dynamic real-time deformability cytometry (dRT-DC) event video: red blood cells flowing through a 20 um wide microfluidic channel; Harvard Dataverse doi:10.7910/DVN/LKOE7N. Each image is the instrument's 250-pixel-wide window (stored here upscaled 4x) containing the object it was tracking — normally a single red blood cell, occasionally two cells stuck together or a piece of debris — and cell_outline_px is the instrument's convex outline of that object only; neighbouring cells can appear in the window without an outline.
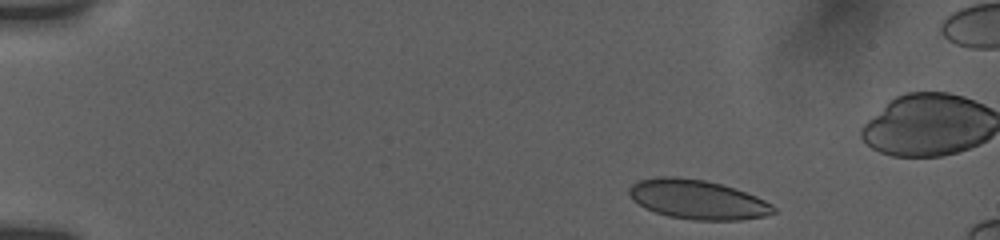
{"species": "human", "species_latin": "Homo sapiens", "temperature_condition": "room temperature", "stored_images_in_passage": 7, "camera_frame_rate_fps": 3000, "um_per_image_px": 0.085, "donor": {"sex": "female"}, "frame": {"image": 1, "passage_image": 1, "time_ms": 0.0, "image_size_px": [1000, 240], "cell_outline_px": [[776, 212], [764, 216], [740, 220], [692, 220], [668, 216], [644, 208], [632, 200], [628, 192], [628, 188], [636, 180], [656, 176], [676, 176], [704, 180], [720, 184], [756, 196], [772, 204], [776, 208]], "centroid_in_image_um": [59.23, 16.95], "position_along_channel_um": 25.8, "area_um2": 33.23}}
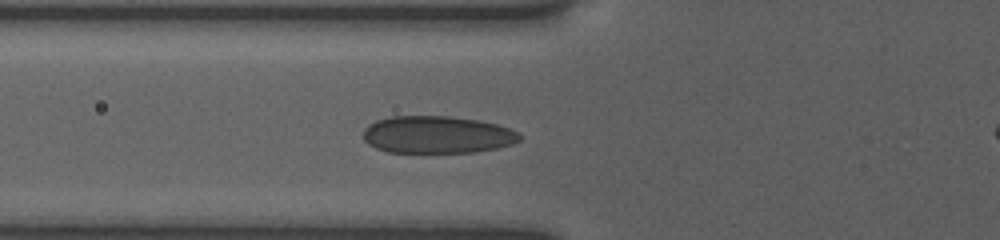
{"frame": {"image": 2, "passage_image": 7, "time_ms": 4.333, "image_size_px": [1000, 240], "cell_outline_px": [[520, 140], [512, 144], [496, 148], [476, 152], [388, 152], [376, 148], [368, 144], [364, 140], [364, 128], [368, 124], [376, 120], [388, 116], [448, 116], [476, 120], [496, 124], [508, 128], [516, 132], [520, 136]], "centroid_in_image_um": [37.11, 11.44], "position_along_channel_um": 88.7, "area_um2": 33.93}}